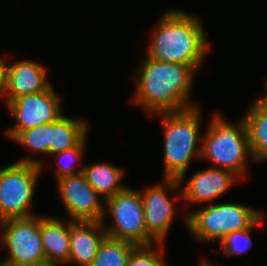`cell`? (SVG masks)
I'll list each match as a JSON object with an SVG mask.
<instances>
[{
  "instance_id": "cell-1",
  "label": "cell",
  "mask_w": 267,
  "mask_h": 266,
  "mask_svg": "<svg viewBox=\"0 0 267 266\" xmlns=\"http://www.w3.org/2000/svg\"><path fill=\"white\" fill-rule=\"evenodd\" d=\"M136 73L132 100L148 115L184 111L199 105L190 102L195 70L189 65L160 62L145 57Z\"/></svg>"
},
{
  "instance_id": "cell-2",
  "label": "cell",
  "mask_w": 267,
  "mask_h": 266,
  "mask_svg": "<svg viewBox=\"0 0 267 266\" xmlns=\"http://www.w3.org/2000/svg\"><path fill=\"white\" fill-rule=\"evenodd\" d=\"M158 20L149 39L146 57L189 65L197 71L210 49L199 17L172 9L164 12Z\"/></svg>"
},
{
  "instance_id": "cell-3",
  "label": "cell",
  "mask_w": 267,
  "mask_h": 266,
  "mask_svg": "<svg viewBox=\"0 0 267 266\" xmlns=\"http://www.w3.org/2000/svg\"><path fill=\"white\" fill-rule=\"evenodd\" d=\"M164 131V178L178 179L180 185L185 180L191 160L201 156L199 142L200 108L184 111L159 113Z\"/></svg>"
},
{
  "instance_id": "cell-4",
  "label": "cell",
  "mask_w": 267,
  "mask_h": 266,
  "mask_svg": "<svg viewBox=\"0 0 267 266\" xmlns=\"http://www.w3.org/2000/svg\"><path fill=\"white\" fill-rule=\"evenodd\" d=\"M211 118L201 141L200 157L210 161L213 168L229 170L240 179L246 177L247 162L252 155L244 119L232 124L218 113Z\"/></svg>"
},
{
  "instance_id": "cell-5",
  "label": "cell",
  "mask_w": 267,
  "mask_h": 266,
  "mask_svg": "<svg viewBox=\"0 0 267 266\" xmlns=\"http://www.w3.org/2000/svg\"><path fill=\"white\" fill-rule=\"evenodd\" d=\"M39 159L26 156L0 168V221L35 216L30 208L45 163Z\"/></svg>"
},
{
  "instance_id": "cell-6",
  "label": "cell",
  "mask_w": 267,
  "mask_h": 266,
  "mask_svg": "<svg viewBox=\"0 0 267 266\" xmlns=\"http://www.w3.org/2000/svg\"><path fill=\"white\" fill-rule=\"evenodd\" d=\"M262 214L244 204L221 202L187 213L184 221L196 240L212 242L221 241L233 231L249 228Z\"/></svg>"
},
{
  "instance_id": "cell-7",
  "label": "cell",
  "mask_w": 267,
  "mask_h": 266,
  "mask_svg": "<svg viewBox=\"0 0 267 266\" xmlns=\"http://www.w3.org/2000/svg\"><path fill=\"white\" fill-rule=\"evenodd\" d=\"M109 214L111 225H105ZM103 226L107 236L134 245H149L156 241L147 233L140 191L126 187L105 201Z\"/></svg>"
},
{
  "instance_id": "cell-8",
  "label": "cell",
  "mask_w": 267,
  "mask_h": 266,
  "mask_svg": "<svg viewBox=\"0 0 267 266\" xmlns=\"http://www.w3.org/2000/svg\"><path fill=\"white\" fill-rule=\"evenodd\" d=\"M1 242L8 251L4 259L14 266L46 260L40 233V216L0 221Z\"/></svg>"
},
{
  "instance_id": "cell-9",
  "label": "cell",
  "mask_w": 267,
  "mask_h": 266,
  "mask_svg": "<svg viewBox=\"0 0 267 266\" xmlns=\"http://www.w3.org/2000/svg\"><path fill=\"white\" fill-rule=\"evenodd\" d=\"M179 189L178 179L163 178L160 184L149 185L140 192L146 231L156 242L165 243L164 240H166L177 211L176 201L182 199L181 190L178 192L179 195H175L172 199L169 194L171 191L175 193Z\"/></svg>"
},
{
  "instance_id": "cell-10",
  "label": "cell",
  "mask_w": 267,
  "mask_h": 266,
  "mask_svg": "<svg viewBox=\"0 0 267 266\" xmlns=\"http://www.w3.org/2000/svg\"><path fill=\"white\" fill-rule=\"evenodd\" d=\"M60 102L53 87L19 96L6 105L16 123L5 134L12 140L19 132L56 121L63 115Z\"/></svg>"
},
{
  "instance_id": "cell-11",
  "label": "cell",
  "mask_w": 267,
  "mask_h": 266,
  "mask_svg": "<svg viewBox=\"0 0 267 266\" xmlns=\"http://www.w3.org/2000/svg\"><path fill=\"white\" fill-rule=\"evenodd\" d=\"M58 190L70 221H103L105 200L82 173L59 178Z\"/></svg>"
},
{
  "instance_id": "cell-12",
  "label": "cell",
  "mask_w": 267,
  "mask_h": 266,
  "mask_svg": "<svg viewBox=\"0 0 267 266\" xmlns=\"http://www.w3.org/2000/svg\"><path fill=\"white\" fill-rule=\"evenodd\" d=\"M3 57L5 67L6 105L22 95L49 90L52 84L47 80V68L32 60H21L8 64Z\"/></svg>"
},
{
  "instance_id": "cell-13",
  "label": "cell",
  "mask_w": 267,
  "mask_h": 266,
  "mask_svg": "<svg viewBox=\"0 0 267 266\" xmlns=\"http://www.w3.org/2000/svg\"><path fill=\"white\" fill-rule=\"evenodd\" d=\"M240 179L229 170L209 167L205 170H197L187 181L186 185H180L181 196L187 203H210L225 194Z\"/></svg>"
},
{
  "instance_id": "cell-14",
  "label": "cell",
  "mask_w": 267,
  "mask_h": 266,
  "mask_svg": "<svg viewBox=\"0 0 267 266\" xmlns=\"http://www.w3.org/2000/svg\"><path fill=\"white\" fill-rule=\"evenodd\" d=\"M106 236L102 221H70L68 263L89 266Z\"/></svg>"
},
{
  "instance_id": "cell-15",
  "label": "cell",
  "mask_w": 267,
  "mask_h": 266,
  "mask_svg": "<svg viewBox=\"0 0 267 266\" xmlns=\"http://www.w3.org/2000/svg\"><path fill=\"white\" fill-rule=\"evenodd\" d=\"M40 233L46 260L68 264L70 254V220L51 216L40 217Z\"/></svg>"
},
{
  "instance_id": "cell-16",
  "label": "cell",
  "mask_w": 267,
  "mask_h": 266,
  "mask_svg": "<svg viewBox=\"0 0 267 266\" xmlns=\"http://www.w3.org/2000/svg\"><path fill=\"white\" fill-rule=\"evenodd\" d=\"M87 121L66 117L64 114L56 121L48 123V155L75 147L88 136Z\"/></svg>"
},
{
  "instance_id": "cell-17",
  "label": "cell",
  "mask_w": 267,
  "mask_h": 266,
  "mask_svg": "<svg viewBox=\"0 0 267 266\" xmlns=\"http://www.w3.org/2000/svg\"><path fill=\"white\" fill-rule=\"evenodd\" d=\"M244 119L252 160L267 161V104L256 99L242 117Z\"/></svg>"
},
{
  "instance_id": "cell-18",
  "label": "cell",
  "mask_w": 267,
  "mask_h": 266,
  "mask_svg": "<svg viewBox=\"0 0 267 266\" xmlns=\"http://www.w3.org/2000/svg\"><path fill=\"white\" fill-rule=\"evenodd\" d=\"M82 174L105 201L127 187L121 183L124 170L112 164H88L84 166Z\"/></svg>"
},
{
  "instance_id": "cell-19",
  "label": "cell",
  "mask_w": 267,
  "mask_h": 266,
  "mask_svg": "<svg viewBox=\"0 0 267 266\" xmlns=\"http://www.w3.org/2000/svg\"><path fill=\"white\" fill-rule=\"evenodd\" d=\"M135 246L130 242L106 236L89 266H126L127 259Z\"/></svg>"
},
{
  "instance_id": "cell-20",
  "label": "cell",
  "mask_w": 267,
  "mask_h": 266,
  "mask_svg": "<svg viewBox=\"0 0 267 266\" xmlns=\"http://www.w3.org/2000/svg\"><path fill=\"white\" fill-rule=\"evenodd\" d=\"M264 224V213L247 229L233 231L226 235L220 241V247L223 249L224 256H232L233 254H241L251 249L252 239L250 232L253 228Z\"/></svg>"
},
{
  "instance_id": "cell-21",
  "label": "cell",
  "mask_w": 267,
  "mask_h": 266,
  "mask_svg": "<svg viewBox=\"0 0 267 266\" xmlns=\"http://www.w3.org/2000/svg\"><path fill=\"white\" fill-rule=\"evenodd\" d=\"M164 244L155 242L149 245H136L127 259L126 266H166L162 259L165 253Z\"/></svg>"
},
{
  "instance_id": "cell-22",
  "label": "cell",
  "mask_w": 267,
  "mask_h": 266,
  "mask_svg": "<svg viewBox=\"0 0 267 266\" xmlns=\"http://www.w3.org/2000/svg\"><path fill=\"white\" fill-rule=\"evenodd\" d=\"M86 140L87 138L85 136L75 147L54 154V156L56 155L58 158V161L56 159L57 168L55 169V176L57 178L56 180L65 176L82 173L84 166H77L75 168L74 165L75 163L77 164L76 161H78L80 158L82 159L86 148Z\"/></svg>"
},
{
  "instance_id": "cell-23",
  "label": "cell",
  "mask_w": 267,
  "mask_h": 266,
  "mask_svg": "<svg viewBox=\"0 0 267 266\" xmlns=\"http://www.w3.org/2000/svg\"><path fill=\"white\" fill-rule=\"evenodd\" d=\"M14 142L31 149L34 153L48 155V123L19 132Z\"/></svg>"
},
{
  "instance_id": "cell-24",
  "label": "cell",
  "mask_w": 267,
  "mask_h": 266,
  "mask_svg": "<svg viewBox=\"0 0 267 266\" xmlns=\"http://www.w3.org/2000/svg\"><path fill=\"white\" fill-rule=\"evenodd\" d=\"M5 96V67L3 57H0V99Z\"/></svg>"
},
{
  "instance_id": "cell-25",
  "label": "cell",
  "mask_w": 267,
  "mask_h": 266,
  "mask_svg": "<svg viewBox=\"0 0 267 266\" xmlns=\"http://www.w3.org/2000/svg\"><path fill=\"white\" fill-rule=\"evenodd\" d=\"M27 266H61L60 264L54 263V262H50L48 260H43L41 262L38 263H33Z\"/></svg>"
},
{
  "instance_id": "cell-26",
  "label": "cell",
  "mask_w": 267,
  "mask_h": 266,
  "mask_svg": "<svg viewBox=\"0 0 267 266\" xmlns=\"http://www.w3.org/2000/svg\"><path fill=\"white\" fill-rule=\"evenodd\" d=\"M264 86H265V92L266 93L263 96L258 97V99L267 104V78H266Z\"/></svg>"
},
{
  "instance_id": "cell-27",
  "label": "cell",
  "mask_w": 267,
  "mask_h": 266,
  "mask_svg": "<svg viewBox=\"0 0 267 266\" xmlns=\"http://www.w3.org/2000/svg\"><path fill=\"white\" fill-rule=\"evenodd\" d=\"M199 266H214L213 264L209 263L206 259L201 260Z\"/></svg>"
},
{
  "instance_id": "cell-28",
  "label": "cell",
  "mask_w": 267,
  "mask_h": 266,
  "mask_svg": "<svg viewBox=\"0 0 267 266\" xmlns=\"http://www.w3.org/2000/svg\"><path fill=\"white\" fill-rule=\"evenodd\" d=\"M0 266H14V265H12L11 263L3 260L2 262H0Z\"/></svg>"
}]
</instances>
